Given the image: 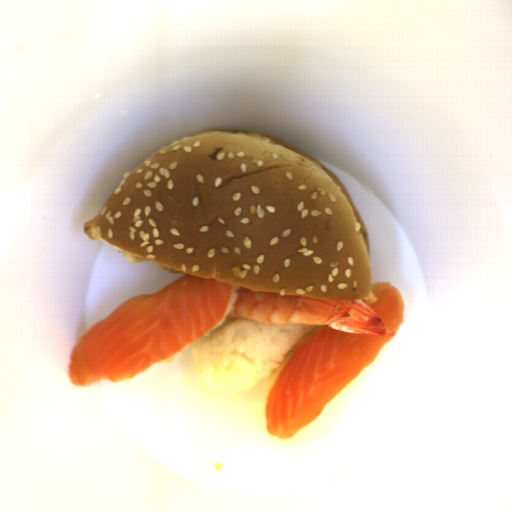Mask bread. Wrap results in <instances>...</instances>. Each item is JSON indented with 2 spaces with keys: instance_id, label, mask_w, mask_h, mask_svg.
<instances>
[{
  "instance_id": "1",
  "label": "bread",
  "mask_w": 512,
  "mask_h": 512,
  "mask_svg": "<svg viewBox=\"0 0 512 512\" xmlns=\"http://www.w3.org/2000/svg\"><path fill=\"white\" fill-rule=\"evenodd\" d=\"M83 231L170 274L256 293L376 300L366 227L342 180L260 133L207 130L153 153Z\"/></svg>"
}]
</instances>
